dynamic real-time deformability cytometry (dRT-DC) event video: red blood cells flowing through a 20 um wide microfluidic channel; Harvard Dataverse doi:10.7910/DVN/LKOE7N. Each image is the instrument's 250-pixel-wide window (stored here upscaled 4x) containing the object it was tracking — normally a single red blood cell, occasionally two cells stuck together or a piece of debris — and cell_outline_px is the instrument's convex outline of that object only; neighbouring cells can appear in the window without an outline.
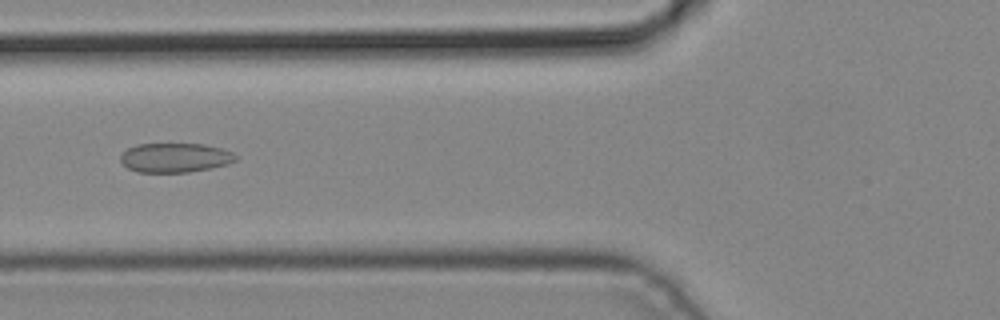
{"species": "common noctule bat (a hibernating species)", "species_latin": "Nyctalus noctula", "temperature_condition": "cold", "stored_images_in_passage": 5, "camera_frame_rate_fps": 3000, "um_per_image_px": 0.085, "animal": {"sex": "male", "body_mass_g": 19.2, "forearm_length_mm": 51.8}, "frame": {"image": 1, "passage_image": 5, "time_ms": 1.333, "image_size_px": [1000, 320], "cell_outline_px": [[236, 160], [228, 164], [212, 168], [188, 172], [136, 172], [128, 168], [120, 160], [120, 156], [128, 148], [136, 144], [204, 144], [220, 148], [232, 152], [236, 156]], "centroid_in_image_um": [14.88, 13.4], "position_along_channel_um": 110.9, "area_um2": 19.65}}